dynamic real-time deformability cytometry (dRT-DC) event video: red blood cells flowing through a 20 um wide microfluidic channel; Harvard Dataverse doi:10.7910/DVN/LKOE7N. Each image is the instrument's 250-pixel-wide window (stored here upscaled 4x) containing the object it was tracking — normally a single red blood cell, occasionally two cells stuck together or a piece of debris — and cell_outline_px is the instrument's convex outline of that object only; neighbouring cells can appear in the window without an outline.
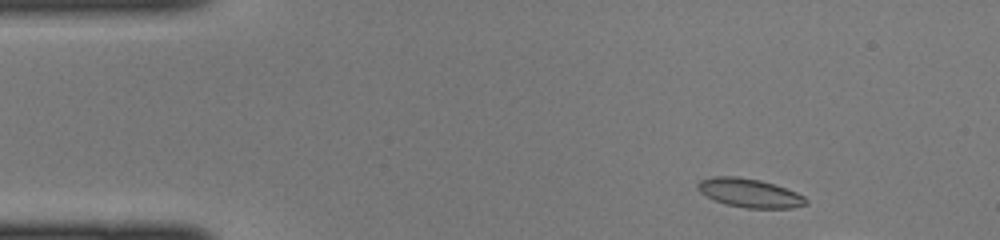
{"species": "common noctule bat (a hibernating species)", "species_latin": "Nyctalus noctula", "temperature_condition": "cold", "stored_images_in_passage": 14, "camera_frame_rate_fps": 3000, "um_per_image_px": 0.085, "animal": {"sex": "female", "body_mass_g": 22.0, "forearm_length_mm": 56.7}, "frame": {"image": 1, "passage_image": 3, "time_ms": 0.667, "image_size_px": [1000, 240], "cell_outline_px": [[808, 204], [792, 208], [744, 208], [728, 204], [716, 200], [700, 192], [696, 188], [696, 184], [700, 180], [712, 176], [736, 176], [760, 180], [796, 192], [804, 196], [808, 200]], "centroid_in_image_um": [63.71, 16.4], "position_along_channel_um": 21.3, "area_um2": 18.03}}
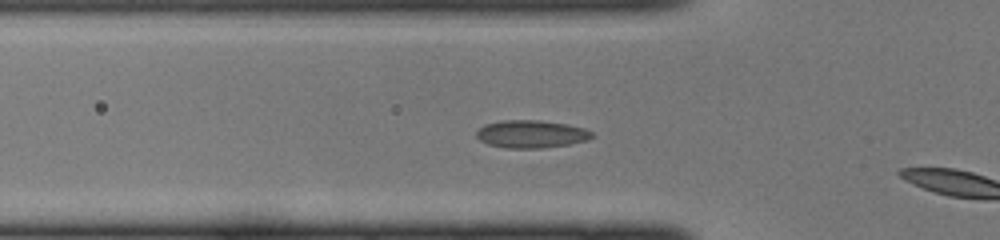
{"frame": {"image": 2, "passage_image": 12, "time_ms": 3.667, "image_size_px": [1000, 240], "cell_outline_px": [[596, 136], [588, 140], [568, 144], [540, 148], [504, 148], [488, 144], [480, 140], [476, 136], [476, 132], [484, 124], [500, 120], [540, 120], [568, 124], [584, 128], [592, 132]], "centroid_in_image_um": [45.16, 11.39], "position_along_channel_um": 80.6, "area_um2": 18.79}}